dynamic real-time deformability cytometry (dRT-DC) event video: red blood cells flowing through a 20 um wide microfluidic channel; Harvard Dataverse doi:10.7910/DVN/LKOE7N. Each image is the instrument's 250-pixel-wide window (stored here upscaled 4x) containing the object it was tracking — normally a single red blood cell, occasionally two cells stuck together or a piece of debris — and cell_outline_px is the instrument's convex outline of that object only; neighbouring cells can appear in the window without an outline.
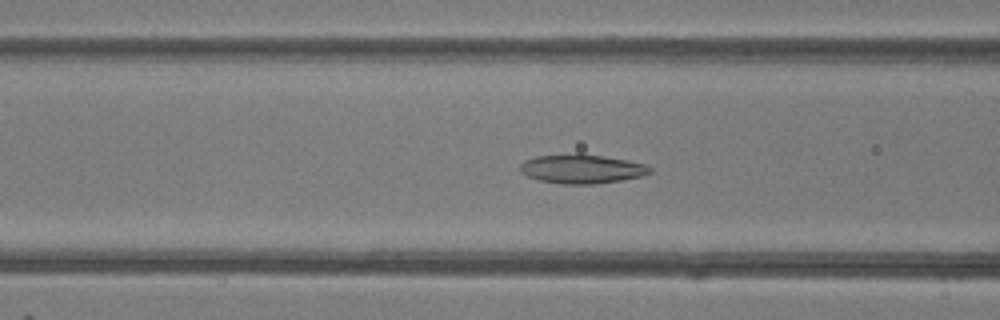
{"species": "common noctule bat (a hibernating species)", "species_latin": "Nyctalus noctula", "temperature_condition": "room temperature", "stored_images_in_passage": 47, "camera_frame_rate_fps": 3000, "um_per_image_px": 0.085, "animal": {"sex": "female"}, "frame": {"image": 1, "passage_image": 18, "time_ms": 5.667, "image_size_px": [1000, 320], "cell_outline_px": [[652, 172], [644, 176], [620, 180], [592, 184], [560, 184], [540, 180], [528, 176], [520, 172], [520, 164], [524, 160], [536, 156], [576, 152], [604, 156], [628, 160], [644, 164], [652, 168]], "centroid_in_image_um": [49.44, 14.34], "position_along_channel_um": 117.2, "area_um2": 22.31}}
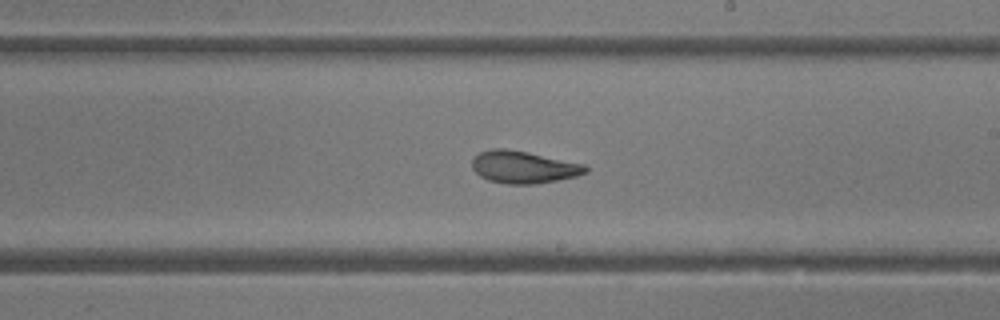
{"frame": {"image": 2, "passage_image": 27, "time_ms": 8.667, "image_size_px": [1000, 320], "cell_outline_px": [[588, 172], [576, 176], [536, 184], [508, 184], [488, 180], [480, 176], [472, 168], [472, 160], [480, 152], [492, 148], [504, 148], [528, 152], [584, 164], [588, 168]], "centroid_in_image_um": [44.49, 14.2], "position_along_channel_um": 244.5, "area_um2": 21.27}}
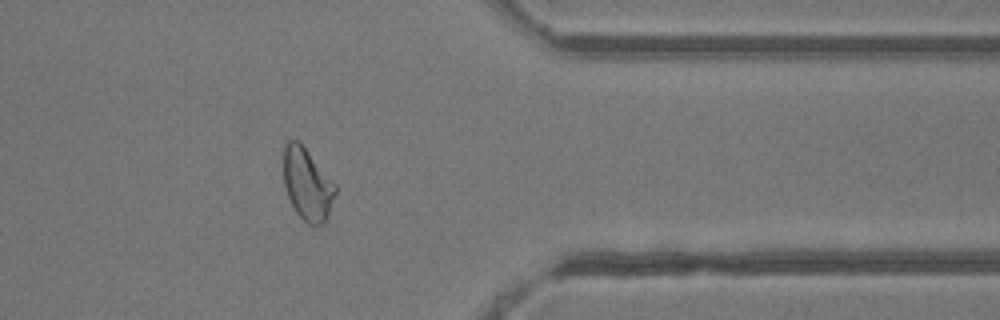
{"frame": {"image": 3, "passage_image": 38, "time_ms": 12.333, "image_size_px": [1000, 320], "cell_outline_px": [[336, 192], [328, 216], [324, 224], [312, 228], [296, 212], [288, 196], [284, 184], [284, 144], [288, 140], [300, 140], [336, 184]], "centroid_in_image_um": [26.14, 15.66], "position_along_channel_um": 385.3, "area_um2": 22.08}, "authors_computed_cell_mechanics": {"area_um2": 23.12, "velocity_mm_per_s": 4.2409, "shape_relaxation_time_tau1_ms": 4.8196, "shape_relaxation_time_tau2_ms": 2.1641, "deformation_change_tau1": 0.1461, "deformation_change_tau2": 0.0935}}